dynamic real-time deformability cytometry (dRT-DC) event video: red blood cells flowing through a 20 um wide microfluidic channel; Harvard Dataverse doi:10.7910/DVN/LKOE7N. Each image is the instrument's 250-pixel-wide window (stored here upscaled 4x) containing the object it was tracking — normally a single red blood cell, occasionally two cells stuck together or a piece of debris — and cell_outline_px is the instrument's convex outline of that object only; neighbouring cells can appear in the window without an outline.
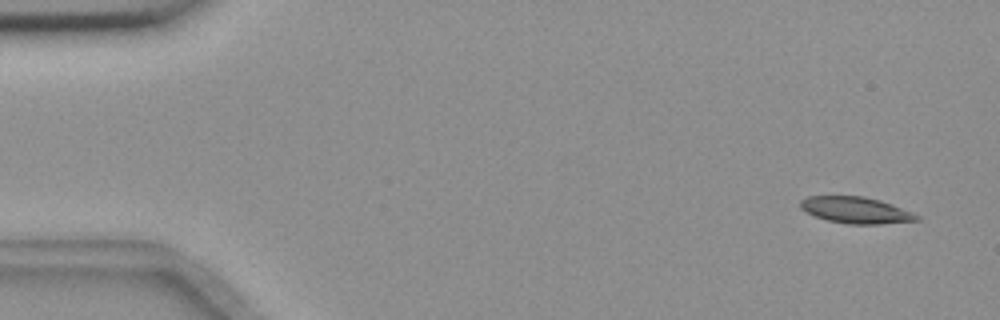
{"species": "common noctule bat (a hibernating species)", "species_latin": "Nyctalus noctula", "temperature_condition": "room temperature", "stored_images_in_passage": 5, "segment_of_instrument_passage": [1, 2], "camera_frame_rate_fps": 3000, "um_per_image_px": 0.085, "animal": {"sex": "female", "body_mass_g": 18.4}, "frame": {"image": 1, "passage_image": 1, "time_ms": 0.0, "image_size_px": [1000, 320], "cell_outline_px": [[920, 220], [880, 224], [848, 224], [828, 220], [816, 216], [800, 208], [800, 200], [808, 196], [864, 196], [880, 200], [892, 204], [912, 212], [920, 216]], "centroid_in_image_um": [72.77, 17.86], "position_along_channel_um": 12.2, "area_um2": 17.86}}